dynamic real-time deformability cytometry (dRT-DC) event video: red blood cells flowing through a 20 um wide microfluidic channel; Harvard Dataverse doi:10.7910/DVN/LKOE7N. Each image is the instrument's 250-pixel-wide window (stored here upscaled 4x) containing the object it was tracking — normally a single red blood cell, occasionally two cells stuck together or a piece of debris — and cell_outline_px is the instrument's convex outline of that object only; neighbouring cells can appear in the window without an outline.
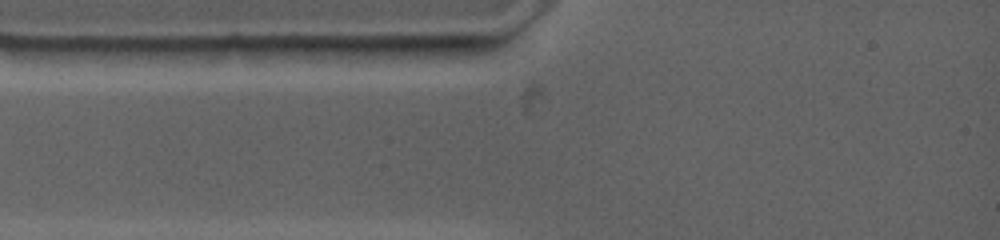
{"species": "common noctule bat (a hibernating species)", "species_latin": "Nyctalus noctula", "temperature_condition": "warm", "stored_images_in_passage": 1, "camera_frame_rate_fps": 4500, "um_per_image_px": 0.085, "animal": {"sex": "female", "body_mass_g": 19.0, "forearm_length_mm": 53.3}, "frame": {"image": 1, "passage_image": 1, "time_ms": 0.0, "image_size_px": [1000, 240], "cell_outline_px": [[272, 48], [240, 56], [220, 60], [164, 64], [116, 48], [228, 44], [236, 44]], "centroid_in_image_um": [16.42, 4.47], "position_along_channel_um": 68.6, "area_um2": 13.18}}